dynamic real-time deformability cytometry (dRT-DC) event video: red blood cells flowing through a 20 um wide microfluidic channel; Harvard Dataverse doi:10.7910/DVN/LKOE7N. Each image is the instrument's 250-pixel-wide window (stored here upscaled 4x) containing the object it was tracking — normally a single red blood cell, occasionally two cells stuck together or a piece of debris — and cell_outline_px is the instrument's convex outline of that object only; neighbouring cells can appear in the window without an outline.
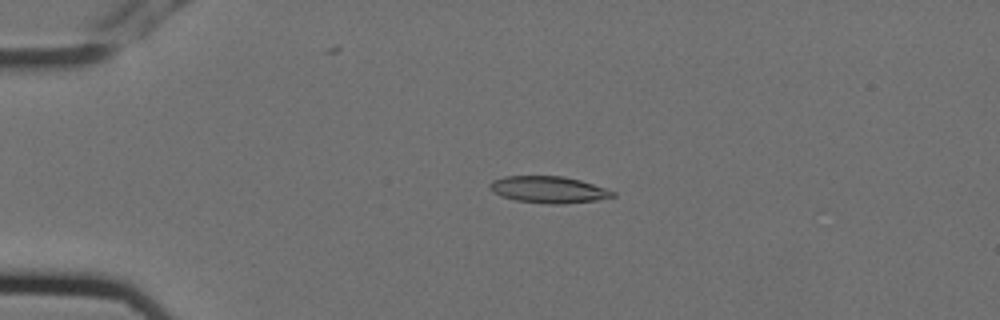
{"species": "Egyptian fruit bat (a non-hibernating species)", "species_latin": "Rousettus aegyptiacus", "temperature_condition": "cold", "stored_images_in_passage": 4, "camera_frame_rate_fps": 3000, "um_per_image_px": 0.085, "animal": {"sex": "female"}, "frame": {"image": 1, "passage_image": 4, "time_ms": 1.0, "image_size_px": [1000, 320], "cell_outline_px": [[616, 196], [596, 200], [564, 204], [548, 204], [516, 200], [500, 196], [488, 188], [488, 184], [492, 180], [504, 176], [564, 176], [580, 180], [616, 192]], "centroid_in_image_um": [46.6, 16.11], "position_along_channel_um": 38.4, "area_um2": 19.19}}